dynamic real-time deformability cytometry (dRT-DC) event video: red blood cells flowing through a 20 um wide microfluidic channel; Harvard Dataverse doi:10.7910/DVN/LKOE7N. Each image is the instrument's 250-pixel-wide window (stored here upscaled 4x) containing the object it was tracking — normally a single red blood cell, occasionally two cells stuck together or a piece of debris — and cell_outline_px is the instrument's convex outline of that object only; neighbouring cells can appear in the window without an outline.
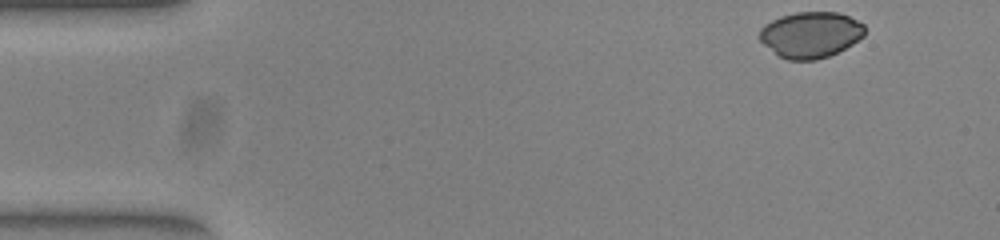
{"species": "common noctule bat (a hibernating species)", "species_latin": "Nyctalus noctula", "temperature_condition": "warm", "stored_images_in_passage": 49, "camera_frame_rate_fps": 3000, "um_per_image_px": 0.085, "animal": {"sex": "female", "body_mass_g": 23.0, "forearm_length_mm": 53.4}, "frame": {"image": 1, "passage_image": 1, "time_ms": 0.0, "image_size_px": [1000, 240], "cell_outline_px": [[864, 36], [852, 44], [828, 56], [816, 60], [788, 60], [780, 56], [764, 44], [760, 40], [760, 28], [764, 24], [780, 16], [796, 12], [836, 12], [848, 16], [864, 24]], "centroid_in_image_um": [68.9, 2.94], "position_along_channel_um": 16.1, "area_um2": 27.98}}
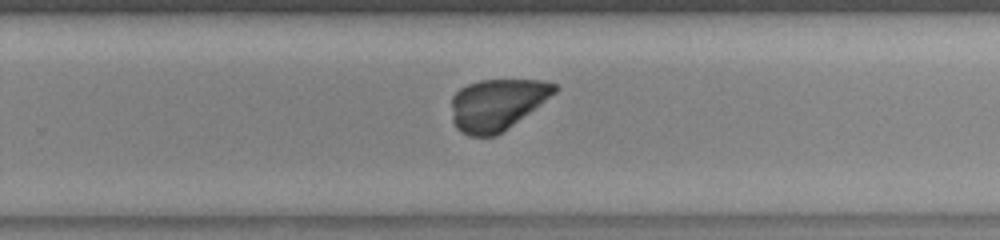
{"frame": {"image": 2, "passage_image": 30, "time_ms": 9.667, "image_size_px": [1000, 240], "cell_outline_px": [[560, 88], [556, 92], [540, 104], [496, 136], [472, 136], [460, 132], [456, 128], [452, 120], [452, 96], [460, 88], [468, 84], [480, 80], [544, 80], [556, 84]], "centroid_in_image_um": [42.23, 8.87], "position_along_channel_um": 287.6, "area_um2": 30.63}}